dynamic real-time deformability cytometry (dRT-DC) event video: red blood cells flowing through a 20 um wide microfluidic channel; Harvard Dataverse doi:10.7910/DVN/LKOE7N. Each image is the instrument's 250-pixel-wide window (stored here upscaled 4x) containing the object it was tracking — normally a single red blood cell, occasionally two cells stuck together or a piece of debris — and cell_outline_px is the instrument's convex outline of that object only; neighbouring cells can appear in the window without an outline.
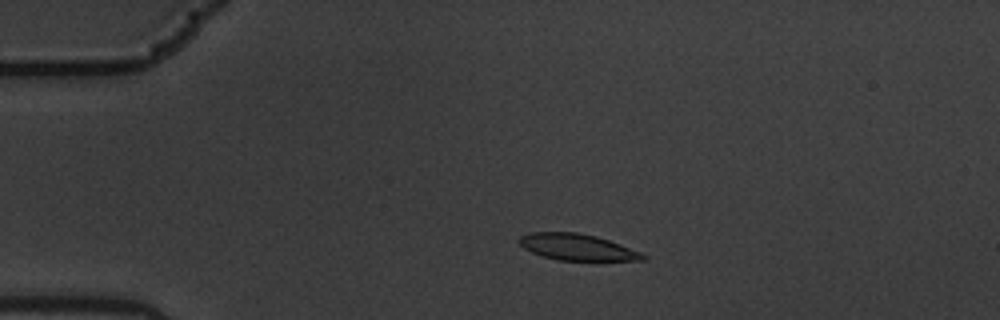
{"species": "common noctule bat (a hibernating species)", "species_latin": "Nyctalus noctula", "temperature_condition": "warm", "stored_images_in_passage": 15, "camera_frame_rate_fps": 3000, "um_per_image_px": 0.085, "animal": {"sex": "male", "body_mass_g": 19.5, "forearm_length_mm": 54.6}, "frame": {"image": 1, "passage_image": 3, "time_ms": 0.667, "image_size_px": [1000, 320], "cell_outline_px": [[648, 260], [556, 260], [532, 252], [524, 248], [520, 244], [520, 236], [528, 232], [576, 232], [596, 236], [620, 244], [640, 252], [648, 256]], "centroid_in_image_um": [49.07, 21.0], "position_along_channel_um": 35.9, "area_um2": 18.84}}
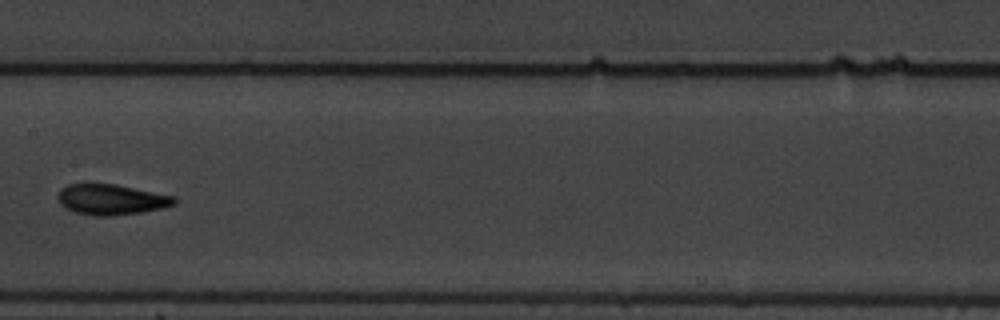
{"frame": {"image": 2, "passage_image": 8, "time_ms": 2.333, "image_size_px": [1000, 320], "cell_outline_px": [[176, 204], [160, 208], [140, 212], [112, 216], [92, 216], [76, 212], [60, 204], [56, 196], [60, 188], [68, 184], [116, 184], [176, 196]], "centroid_in_image_um": [9.45, 16.95], "position_along_channel_um": 198.0, "area_um2": 20.75}}
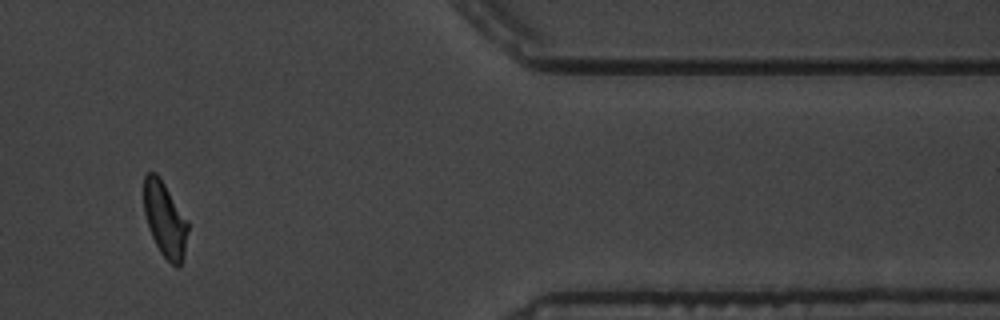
{"frame": {"image": 3, "passage_image": 13, "time_ms": 4.0, "image_size_px": [1000, 320], "cell_outline_px": [[188, 232], [184, 252], [180, 264], [176, 268], [160, 252], [152, 236], [144, 212], [144, 176], [148, 172], [156, 172], [160, 176], [188, 220]], "centroid_in_image_um": [14.02, 18.61], "position_along_channel_um": 397.4, "area_um2": 19.19}}